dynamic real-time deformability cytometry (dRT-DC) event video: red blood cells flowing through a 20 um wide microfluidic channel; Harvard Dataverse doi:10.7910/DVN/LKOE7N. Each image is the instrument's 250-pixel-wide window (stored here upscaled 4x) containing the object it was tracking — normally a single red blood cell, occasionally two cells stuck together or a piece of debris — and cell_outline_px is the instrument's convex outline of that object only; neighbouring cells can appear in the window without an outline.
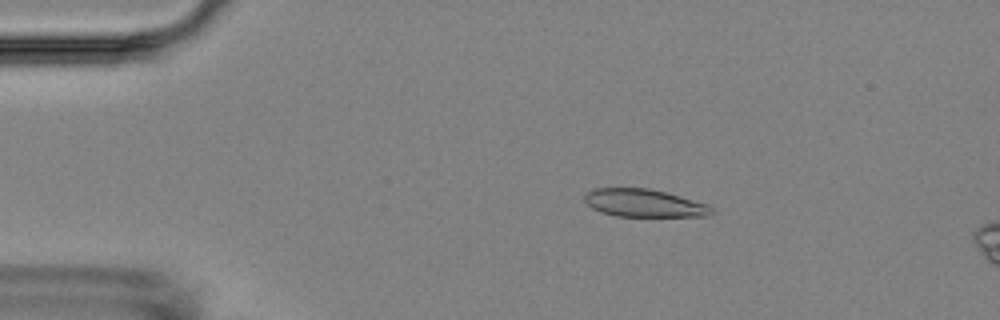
{"species": "Egyptian fruit bat (a non-hibernating species)", "species_latin": "Rousettus aegyptiacus", "temperature_condition": "room temperature", "stored_images_in_passage": 4, "camera_frame_rate_fps": 3000, "um_per_image_px": 0.085, "animal": {"sex": "female"}, "frame": {"image": 1, "passage_image": 2, "time_ms": 1.333, "image_size_px": [1000, 320], "cell_outline_px": [[716, 212], [708, 216], [616, 216], [600, 212], [592, 208], [584, 200], [584, 196], [588, 192], [596, 188], [648, 188], [664, 192], [708, 204]], "centroid_in_image_um": [54.75, 17.27], "position_along_channel_um": 30.2, "area_um2": 20.46}}